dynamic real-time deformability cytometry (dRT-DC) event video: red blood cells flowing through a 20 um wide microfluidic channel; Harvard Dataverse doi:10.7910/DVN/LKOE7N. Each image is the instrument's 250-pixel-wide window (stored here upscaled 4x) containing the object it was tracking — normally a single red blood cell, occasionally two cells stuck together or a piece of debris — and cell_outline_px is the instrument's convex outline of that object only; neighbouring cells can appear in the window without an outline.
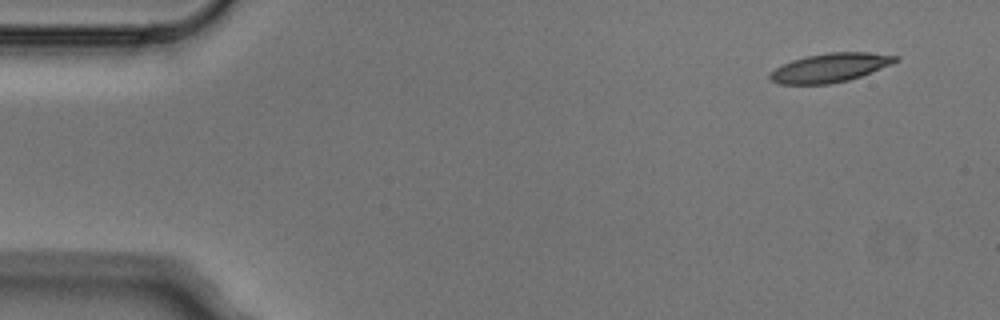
{"species": "Egyptian fruit bat (a non-hibernating species)", "species_latin": "Rousettus aegyptiacus", "temperature_condition": "cold", "stored_images_in_passage": 4, "camera_frame_rate_fps": 3000, "um_per_image_px": 0.085, "animal": {"sex": "male"}, "frame": {"image": 1, "passage_image": 1, "time_ms": 0.0, "image_size_px": [1000, 320], "cell_outline_px": [[900, 60], [892, 64], [860, 76], [848, 80], [828, 84], [780, 84], [772, 80], [768, 76], [776, 68], [792, 60], [804, 56], [828, 52], [868, 52], [900, 56]], "centroid_in_image_um": [70.59, 5.74], "position_along_channel_um": 14.4, "area_um2": 21.04}}
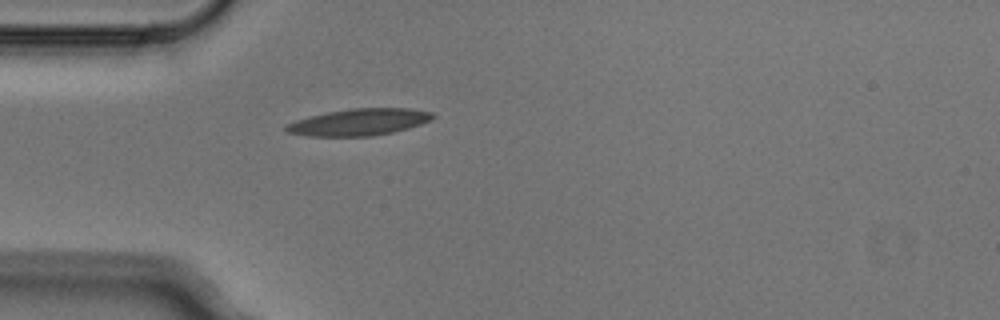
{"frame": {"image": 2, "passage_image": 4, "time_ms": 1.0, "image_size_px": [1000, 320], "cell_outline_px": [[436, 116], [432, 120], [408, 128], [392, 132], [372, 136], [308, 136], [288, 132], [284, 128], [288, 124], [296, 120], [328, 112], [352, 108], [412, 108], [432, 112]], "centroid_in_image_um": [30.58, 10.37], "position_along_channel_um": 54.4, "area_um2": 22.72}}